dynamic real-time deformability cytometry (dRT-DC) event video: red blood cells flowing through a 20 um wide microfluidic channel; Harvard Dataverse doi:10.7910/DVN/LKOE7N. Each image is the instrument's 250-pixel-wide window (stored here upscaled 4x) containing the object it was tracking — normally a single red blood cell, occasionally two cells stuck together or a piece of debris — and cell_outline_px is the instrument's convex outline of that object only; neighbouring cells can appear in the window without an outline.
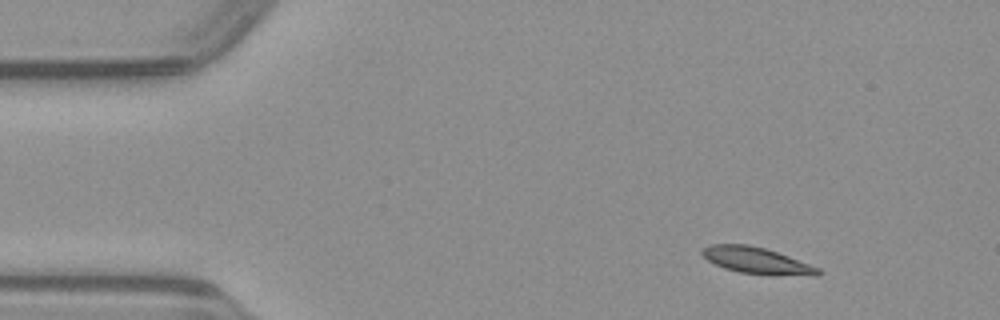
{"species": "common noctule bat (a hibernating species)", "species_latin": "Nyctalus noctula", "temperature_condition": "warm", "stored_images_in_passage": 44, "camera_frame_rate_fps": 3000, "um_per_image_px": 0.085, "animal": {"sex": "male", "body_mass_g": 23.1, "forearm_length_mm": 52.7}, "frame": {"image": 1, "passage_image": 1, "time_ms": 0.0, "image_size_px": [1000, 320], "cell_outline_px": [[824, 272], [820, 276], [772, 276], [740, 272], [724, 268], [708, 260], [700, 252], [704, 248], [712, 244], [748, 244], [764, 248], [788, 256], [820, 268]], "centroid_in_image_um": [64.41, 22.18], "position_along_channel_um": 20.6, "area_um2": 18.09}}
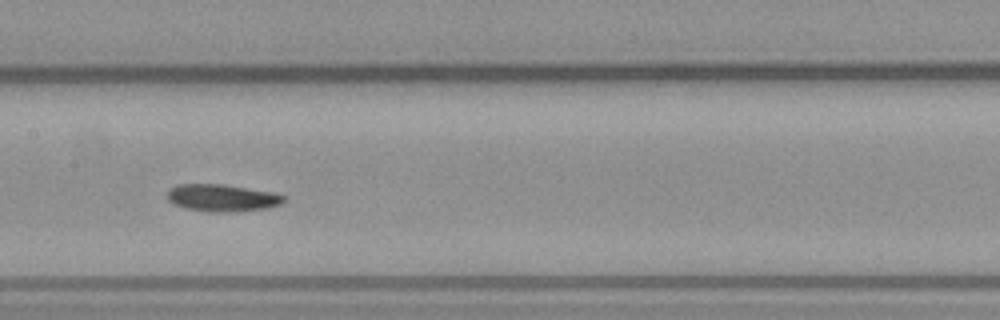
{"frame": {"image": 2, "passage_image": 19, "time_ms": 6.0, "image_size_px": [1000, 320], "cell_outline_px": [[288, 200], [280, 204], [268, 208], [228, 212], [212, 212], [184, 208], [168, 200], [168, 188], [176, 184], [224, 184], [272, 192], [288, 196]], "centroid_in_image_um": [18.92, 16.81], "position_along_channel_um": 188.5, "area_um2": 18.61}}
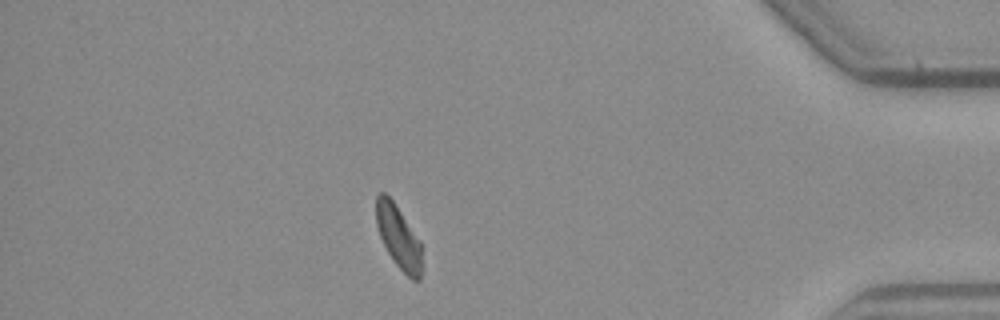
{"frame": {"image": 3, "passage_image": 38, "time_ms": 12.333, "image_size_px": [1000, 320], "cell_outline_px": [[420, 280], [412, 280], [392, 260], [380, 236], [376, 224], [376, 196], [380, 192], [384, 192], [392, 200], [420, 240]], "centroid_in_image_um": [33.84, 20.12], "position_along_channel_um": 401.4, "area_um2": 16.36}}